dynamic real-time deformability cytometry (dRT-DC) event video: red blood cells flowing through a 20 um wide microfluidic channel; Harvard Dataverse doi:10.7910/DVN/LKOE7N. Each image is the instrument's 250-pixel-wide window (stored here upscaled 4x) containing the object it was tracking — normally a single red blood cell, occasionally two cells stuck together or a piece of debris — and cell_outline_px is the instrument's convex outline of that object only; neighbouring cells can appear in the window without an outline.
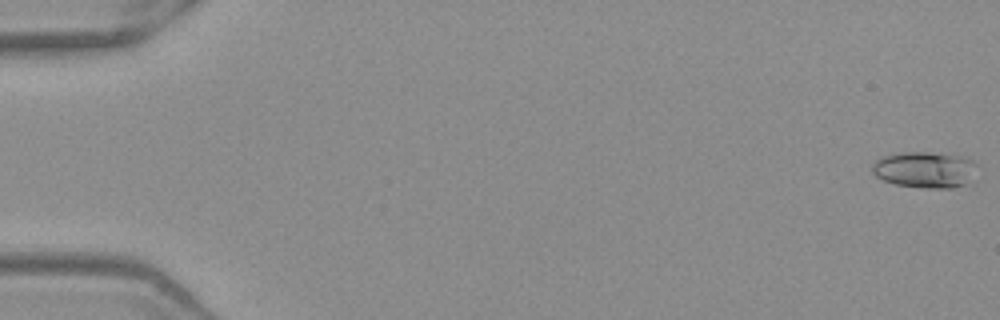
{"species": "Egyptian fruit bat (a non-hibernating species)", "species_latin": "Rousettus aegyptiacus", "temperature_condition": "warm", "stored_images_in_passage": 52, "camera_frame_rate_fps": 3000, "um_per_image_px": 0.085, "frame": {"image": 1, "passage_image": 1, "time_ms": 0.0, "image_size_px": [1000, 320], "cell_outline_px": [[976, 164], [964, 184], [952, 188], [924, 188], [896, 184], [884, 180], [876, 176], [872, 172], [872, 164], [880, 156], [900, 152], [928, 152], [964, 156], [972, 160]], "centroid_in_image_um": [78.53, 14.4], "position_along_channel_um": 6.5, "area_um2": 21.85}}
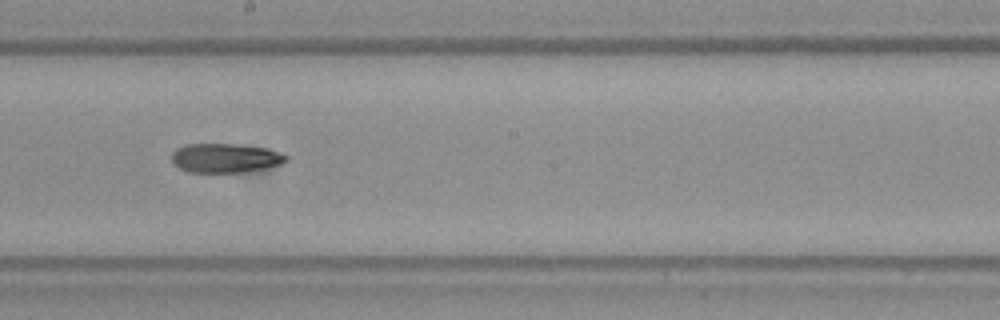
{"frame": {"image": 2, "passage_image": 30, "time_ms": 9.667, "image_size_px": [1000, 320], "cell_outline_px": [[288, 160], [280, 164], [268, 168], [244, 172], [188, 172], [172, 164], [172, 152], [176, 148], [188, 144], [236, 144], [268, 148], [280, 152], [288, 156]], "centroid_in_image_um": [19.16, 13.43], "position_along_channel_um": 229.0, "area_um2": 19.65}}
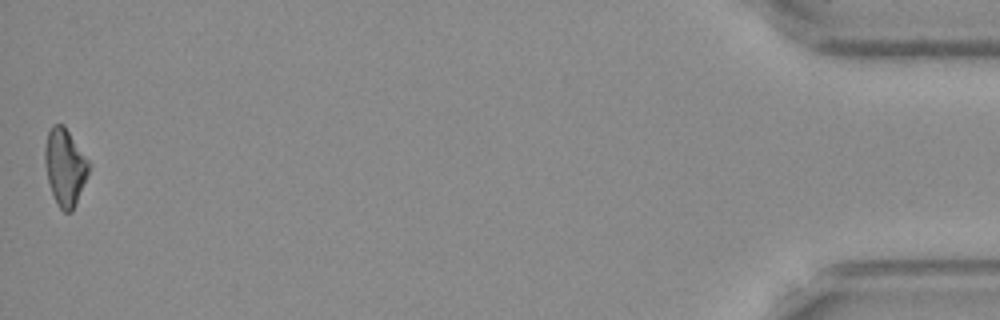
{"frame": {"image": 3, "passage_image": 52, "time_ms": 17.0, "image_size_px": [1000, 320], "cell_outline_px": [[92, 164], [72, 212], [64, 212], [60, 208], [52, 192], [48, 180], [44, 164], [44, 148], [48, 132], [52, 124], [64, 124]], "centroid_in_image_um": [5.53, 14.15], "position_along_channel_um": 429.7, "area_um2": 19.77}, "authors_computed_cell_mechanics": {"area_um2": 19.8254, "velocity_mm_per_s": 3.987, "shape_relaxation_time_tau1_ms": 7.3201, "shape_relaxation_time_tau2_ms": 8.8618, "deformation_change_tau1": 0.179, "deformation_change_tau2": 0.1865}}